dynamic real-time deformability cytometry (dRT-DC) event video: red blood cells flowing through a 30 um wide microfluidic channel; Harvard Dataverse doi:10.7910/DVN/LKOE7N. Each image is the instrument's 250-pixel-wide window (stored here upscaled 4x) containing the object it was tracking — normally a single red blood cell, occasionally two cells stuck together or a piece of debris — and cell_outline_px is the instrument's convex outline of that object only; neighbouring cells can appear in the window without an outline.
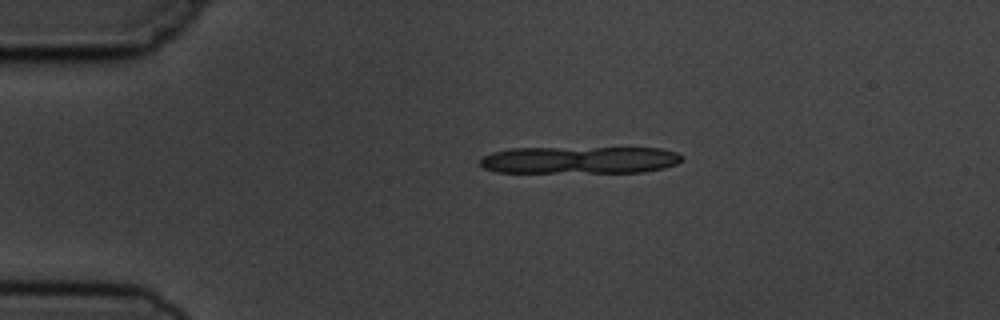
{"species": "common noctule bat (a hibernating species)", "species_latin": "Nyctalus noctula", "temperature_condition": "cold", "stored_images_in_passage": 2, "camera_frame_rate_fps": 3000, "um_per_image_px": 0.085, "animal": {"sex": "male", "body_mass_g": 19.5, "forearm_length_mm": 54.6}, "frame": {"image": 1, "passage_image": 1, "time_ms": 0.0, "image_size_px": [1000, 320], "cell_outline_px": [[684, 156], [676, 164], [664, 168], [644, 172], [496, 172], [484, 168], [480, 164], [480, 160], [484, 156], [492, 152], [508, 148], [660, 148], [676, 152]], "centroid_in_image_um": [49.27, 13.59], "position_along_channel_um": 35.7, "area_um2": 32.08}}